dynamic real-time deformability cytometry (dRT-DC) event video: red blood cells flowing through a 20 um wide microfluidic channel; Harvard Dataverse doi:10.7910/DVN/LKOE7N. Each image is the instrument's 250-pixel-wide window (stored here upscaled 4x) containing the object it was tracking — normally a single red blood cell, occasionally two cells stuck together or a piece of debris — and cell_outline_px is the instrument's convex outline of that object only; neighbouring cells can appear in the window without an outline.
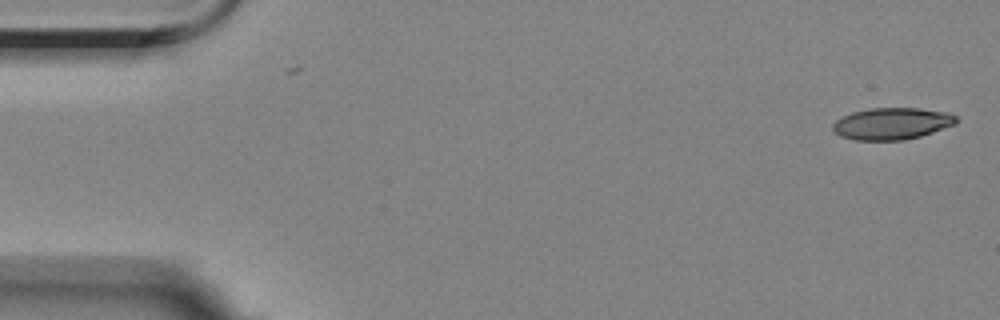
{"species": "Egyptian fruit bat (a non-hibernating species)", "species_latin": "Rousettus aegyptiacus", "temperature_condition": "room temperature", "stored_images_in_passage": 55, "camera_frame_rate_fps": 3000, "um_per_image_px": 0.085, "animal": {"sex": "female"}, "frame": {"image": 1, "passage_image": 1, "time_ms": 0.0, "image_size_px": [1000, 320], "cell_outline_px": [[960, 120], [956, 124], [920, 136], [904, 140], [852, 140], [840, 136], [832, 128], [832, 124], [836, 120], [852, 112], [868, 108], [920, 108], [948, 112], [956, 116]], "centroid_in_image_um": [75.83, 10.5], "position_along_channel_um": 9.2, "area_um2": 23.0}}
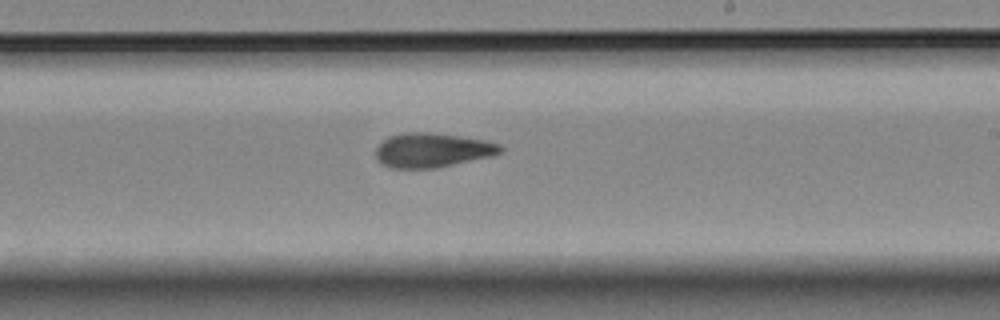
{"frame": {"image": 2, "passage_image": 32, "time_ms": 10.333, "image_size_px": [1000, 320], "cell_outline_px": [[504, 148], [500, 152], [492, 156], [436, 168], [392, 168], [380, 164], [376, 160], [376, 148], [388, 136], [404, 132], [432, 132], [460, 136], [484, 140], [500, 144]], "centroid_in_image_um": [36.72, 12.76], "position_along_channel_um": 252.3, "area_um2": 25.09}}
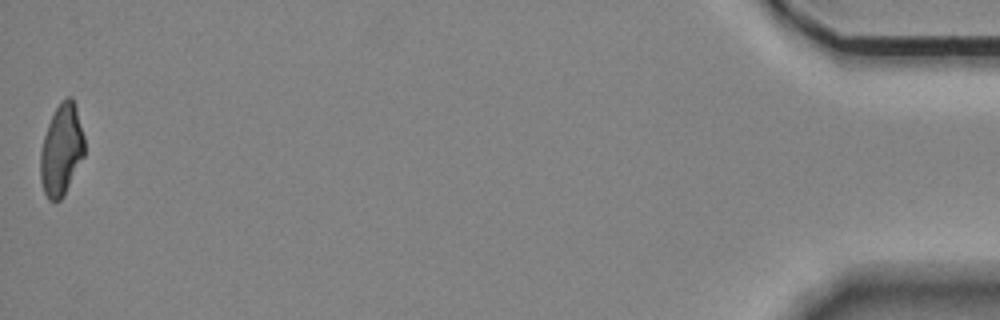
{"frame": {"image": 3, "passage_image": 55, "time_ms": 18.0, "image_size_px": [1000, 320], "cell_outline_px": [[84, 156], [64, 196], [60, 200], [48, 200], [44, 192], [40, 180], [40, 152], [44, 136], [48, 124], [60, 100], [68, 96], [72, 96], [76, 104], [84, 136]], "centroid_in_image_um": [5.23, 12.73], "position_along_channel_um": 430.0, "area_um2": 23.64}, "authors_computed_cell_mechanics": {"area_um2": 24.565, "velocity_mm_per_s": 3.5508, "shape_relaxation_time_tau1_ms": null, "shape_relaxation_time_tau2_ms": 3.8134, "deformation_change_tau1": null, "deformation_change_tau2": 0.1225}}